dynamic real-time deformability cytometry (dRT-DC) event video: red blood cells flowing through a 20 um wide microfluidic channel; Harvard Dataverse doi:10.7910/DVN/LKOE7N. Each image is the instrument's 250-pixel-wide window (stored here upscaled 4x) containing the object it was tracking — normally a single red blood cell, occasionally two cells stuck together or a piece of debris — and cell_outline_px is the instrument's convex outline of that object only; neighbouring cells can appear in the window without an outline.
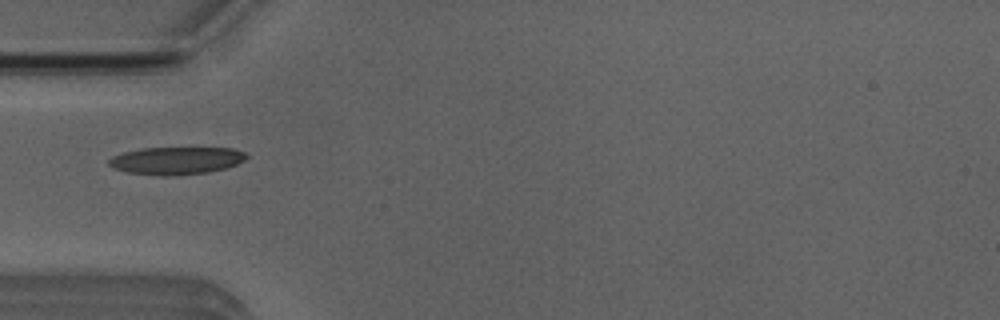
{"species": "Egyptian fruit bat (a non-hibernating species)", "species_latin": "Rousettus aegyptiacus", "temperature_condition": "room temperature", "stored_images_in_passage": 5, "camera_frame_rate_fps": 3000, "um_per_image_px": 0.085, "animal": {"sex": "male"}, "frame": {"image": 1, "passage_image": 5, "time_ms": 4.667, "image_size_px": [1000, 320], "cell_outline_px": [[248, 156], [244, 160], [228, 168], [208, 172], [176, 176], [160, 176], [128, 172], [112, 168], [108, 164], [108, 160], [112, 156], [124, 152], [144, 148], [232, 148], [244, 152]], "centroid_in_image_um": [14.97, 13.66], "position_along_channel_um": 70.0, "area_um2": 22.2}}